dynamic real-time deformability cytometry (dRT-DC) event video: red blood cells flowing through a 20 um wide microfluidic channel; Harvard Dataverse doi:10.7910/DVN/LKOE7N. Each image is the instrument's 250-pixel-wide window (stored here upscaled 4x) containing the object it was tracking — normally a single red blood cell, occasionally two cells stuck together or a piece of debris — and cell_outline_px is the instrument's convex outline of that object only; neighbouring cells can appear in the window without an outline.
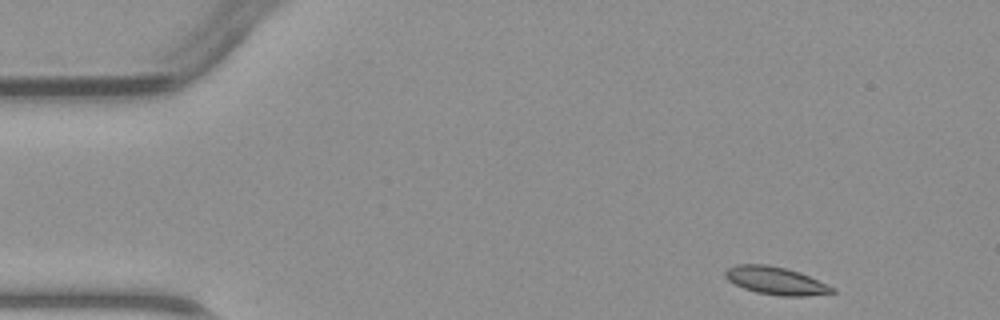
{"species": "common noctule bat (a hibernating species)", "species_latin": "Nyctalus noctula", "temperature_condition": "warm", "stored_images_in_passage": 18, "camera_frame_rate_fps": 3000, "um_per_image_px": 0.085, "animal": {"sex": "male", "body_mass_g": 23.1, "forearm_length_mm": 52.7}, "frame": {"image": 1, "passage_image": 1, "time_ms": 0.0, "image_size_px": [1000, 320], "cell_outline_px": [[836, 292], [808, 296], [780, 296], [756, 292], [744, 288], [728, 280], [724, 276], [724, 272], [728, 268], [736, 264], [768, 264], [800, 272], [828, 284], [836, 288]], "centroid_in_image_um": [65.96, 23.86], "position_along_channel_um": 19.0, "area_um2": 17.4}}
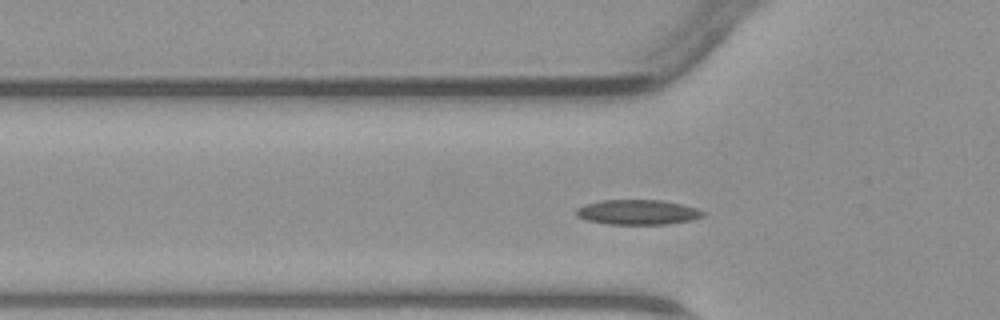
{"frame": {"image": 2, "passage_image": 11, "time_ms": 3.333, "image_size_px": [1000, 320], "cell_outline_px": [[704, 216], [692, 220], [664, 224], [608, 224], [588, 220], [576, 216], [576, 208], [584, 204], [604, 200], [660, 200], [680, 204], [696, 208], [704, 212]], "centroid_in_image_um": [54.18, 18.03], "position_along_channel_um": 71.6, "area_um2": 18.26}}
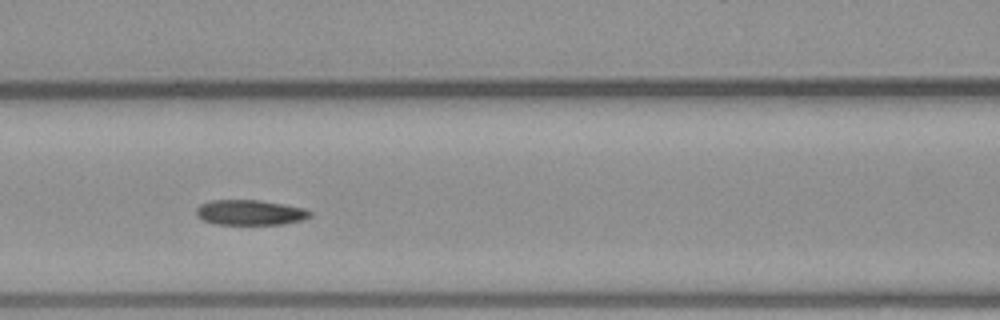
{"frame": {"image": 3, "passage_image": 16, "time_ms": 5.0, "image_size_px": [1000, 320], "cell_outline_px": [[312, 216], [304, 220], [284, 224], [212, 224], [204, 220], [196, 212], [196, 208], [200, 204], [212, 200], [260, 200], [284, 204], [304, 208], [312, 212]], "centroid_in_image_um": [21.3, 18.06], "position_along_channel_um": 145.3, "area_um2": 16.76}}